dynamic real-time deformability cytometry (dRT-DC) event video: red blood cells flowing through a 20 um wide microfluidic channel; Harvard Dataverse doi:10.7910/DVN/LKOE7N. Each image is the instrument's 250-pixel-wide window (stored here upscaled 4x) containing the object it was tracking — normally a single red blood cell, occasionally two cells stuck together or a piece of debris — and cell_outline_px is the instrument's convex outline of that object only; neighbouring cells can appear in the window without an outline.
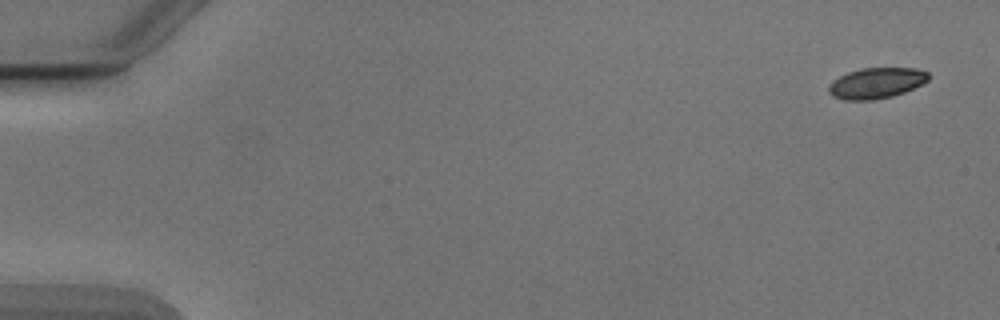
{"species": "Egyptian fruit bat (a non-hibernating species)", "species_latin": "Rousettus aegyptiacus", "temperature_condition": "cold", "stored_images_in_passage": 4, "camera_frame_rate_fps": 3000, "um_per_image_px": 0.085, "animal": {"sex": "male"}, "frame": {"image": 1, "passage_image": 1, "time_ms": 0.0, "image_size_px": [1000, 320], "cell_outline_px": [[928, 80], [904, 92], [892, 96], [872, 100], [844, 100], [832, 96], [828, 92], [828, 84], [832, 80], [848, 72], [860, 68], [916, 68], [928, 72]], "centroid_in_image_um": [74.43, 7.06], "position_along_channel_um": 10.6, "area_um2": 17.86}}
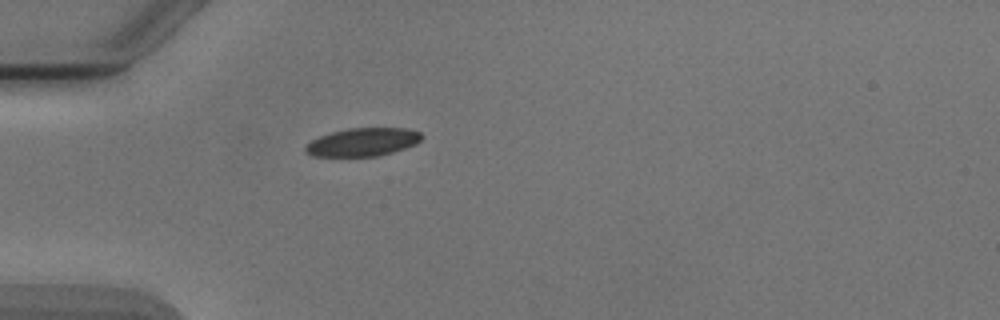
{"frame": {"image": 2, "passage_image": 4, "time_ms": 4.667, "image_size_px": [1000, 320], "cell_outline_px": [[424, 136], [416, 144], [380, 156], [312, 156], [304, 152], [304, 148], [312, 140], [320, 136], [332, 132], [348, 128], [404, 128], [420, 132]], "centroid_in_image_um": [30.84, 12.08], "position_along_channel_um": 54.2, "area_um2": 19.02}}